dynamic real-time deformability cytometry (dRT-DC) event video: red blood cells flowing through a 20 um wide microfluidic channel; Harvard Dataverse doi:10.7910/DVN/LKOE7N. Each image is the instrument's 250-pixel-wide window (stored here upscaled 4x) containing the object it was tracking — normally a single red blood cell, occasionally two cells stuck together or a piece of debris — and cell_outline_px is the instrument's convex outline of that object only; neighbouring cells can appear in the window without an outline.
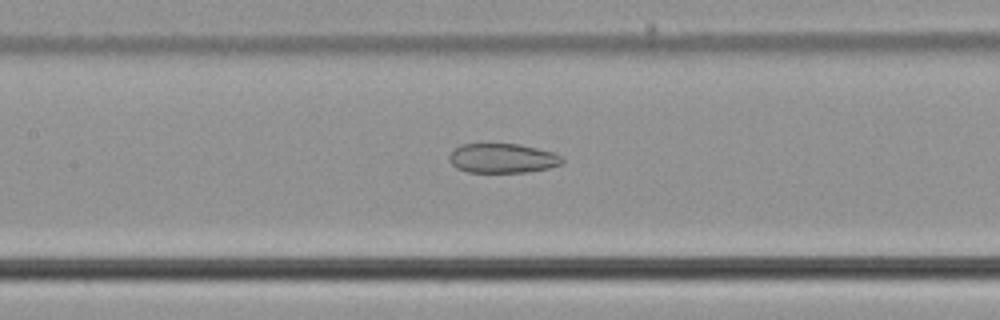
{"species": "common noctule bat (a hibernating species)", "species_latin": "Nyctalus noctula", "temperature_condition": "cold", "stored_images_in_passage": 20, "camera_frame_rate_fps": 3000, "um_per_image_px": 0.085, "animal": {"sex": "male", "body_mass_g": 21.5, "forearm_length_mm": 52.0}, "frame": {"image": 1, "passage_image": 15, "time_ms": 4.667, "image_size_px": [1000, 320], "cell_outline_px": [[564, 164], [548, 168], [528, 172], [468, 172], [456, 168], [448, 160], [448, 156], [460, 144], [520, 144], [556, 152], [564, 160]], "centroid_in_image_um": [42.74, 13.45], "position_along_channel_um": 164.7, "area_um2": 19.59}}